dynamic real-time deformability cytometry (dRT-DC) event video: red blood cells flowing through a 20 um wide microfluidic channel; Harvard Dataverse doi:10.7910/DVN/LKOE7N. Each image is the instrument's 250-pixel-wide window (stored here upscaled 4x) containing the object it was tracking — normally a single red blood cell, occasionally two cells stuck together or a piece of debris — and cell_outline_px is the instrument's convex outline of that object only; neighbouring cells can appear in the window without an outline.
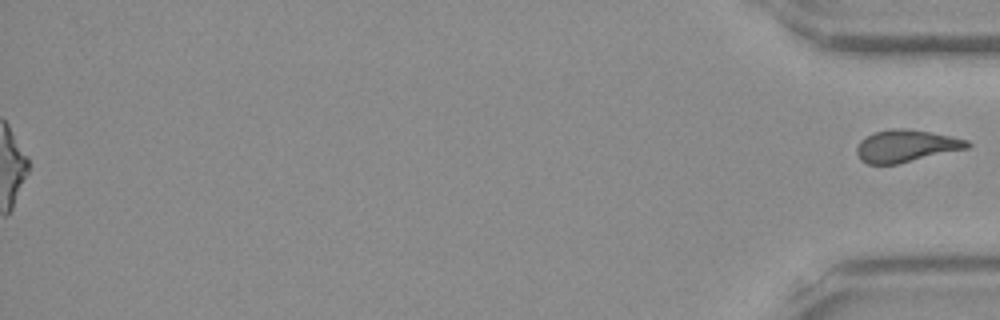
{"species": "Egyptian fruit bat (a non-hibernating species)", "species_latin": "Rousettus aegyptiacus", "temperature_condition": "room temperature", "stored_images_in_passage": 51, "segment_of_instrument_passage": [2, 2], "camera_frame_rate_fps": 3000, "um_per_image_px": 0.085, "frame": {"image": 1, "passage_image": 51, "time_ms": 16.667, "image_size_px": [1000, 320], "cell_outline_px": [[972, 144], [968, 148], [896, 164], [868, 164], [860, 160], [856, 152], [856, 148], [860, 140], [864, 136], [872, 132], [896, 128], [904, 128], [952, 136], [968, 140]], "centroid_in_image_um": [76.98, 12.4], "position_along_channel_um": 358.2, "area_um2": 20.75}}